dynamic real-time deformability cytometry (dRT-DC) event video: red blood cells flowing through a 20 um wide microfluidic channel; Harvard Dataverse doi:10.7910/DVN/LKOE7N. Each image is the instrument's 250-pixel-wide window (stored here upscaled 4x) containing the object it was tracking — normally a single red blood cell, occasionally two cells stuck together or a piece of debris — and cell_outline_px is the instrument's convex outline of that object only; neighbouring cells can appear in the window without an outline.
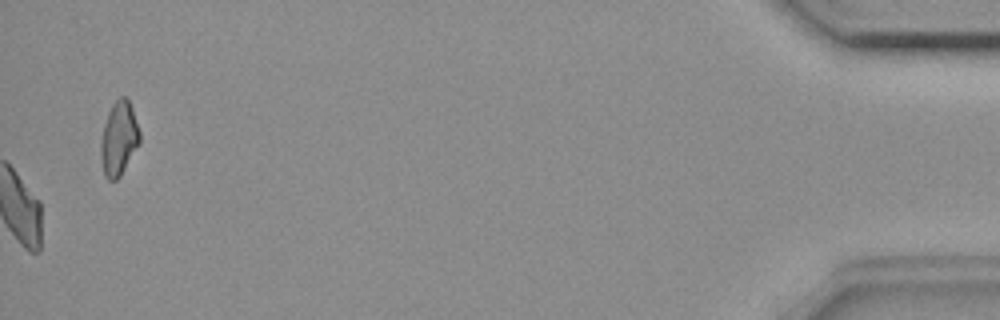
{"species": "common noctule bat (a hibernating species)", "species_latin": "Nyctalus noctula", "temperature_condition": "room temperature", "stored_images_in_passage": 57, "camera_frame_rate_fps": 3000, "um_per_image_px": 0.085, "animal": {"sex": "female", "body_mass_g": 18.4}, "frame": {"image": 1, "passage_image": 57, "time_ms": 18.667, "image_size_px": [1000, 320], "cell_outline_px": [[140, 140], [120, 176], [116, 180], [108, 180], [104, 176], [100, 156], [100, 144], [104, 124], [108, 112], [112, 104], [120, 96], [124, 96], [128, 100], [132, 108], [140, 132]], "centroid_in_image_um": [10.08, 11.77], "position_along_channel_um": 425.1, "area_um2": 16.59}, "authors_computed_cell_mechanics": {"area_um2": 21.386, "velocity_mm_per_s": 3.645, "shape_relaxation_time_tau1_ms": 7.4026, "shape_relaxation_time_tau2_ms": null, "deformation_change_tau1": 0.1748, "deformation_change_tau2": null}}